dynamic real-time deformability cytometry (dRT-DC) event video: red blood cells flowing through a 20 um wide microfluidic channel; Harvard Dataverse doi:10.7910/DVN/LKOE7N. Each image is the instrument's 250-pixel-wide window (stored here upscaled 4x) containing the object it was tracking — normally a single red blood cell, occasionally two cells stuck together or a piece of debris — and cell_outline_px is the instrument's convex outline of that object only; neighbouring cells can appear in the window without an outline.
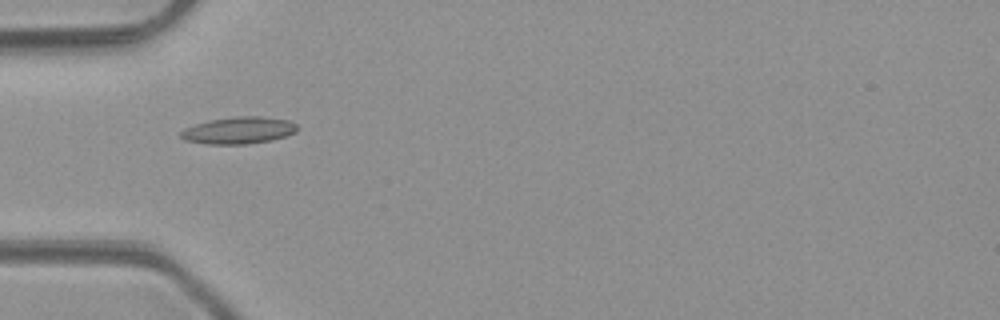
{"species": "common noctule bat (a hibernating species)", "species_latin": "Nyctalus noctula", "temperature_condition": "room temperature", "stored_images_in_passage": 6, "camera_frame_rate_fps": 3000, "um_per_image_px": 0.085, "animal": {"sex": "male", "body_mass_g": 23.1, "forearm_length_mm": 52.7}, "frame": {"image": 1, "passage_image": 5, "time_ms": 4.667, "image_size_px": [1000, 320], "cell_outline_px": [[296, 132], [288, 136], [272, 140], [244, 144], [208, 144], [184, 140], [180, 136], [180, 132], [184, 128], [208, 120], [236, 116], [260, 116], [288, 120], [296, 124]], "centroid_in_image_um": [20.28, 11.08], "position_along_channel_um": 64.7, "area_um2": 18.32}}
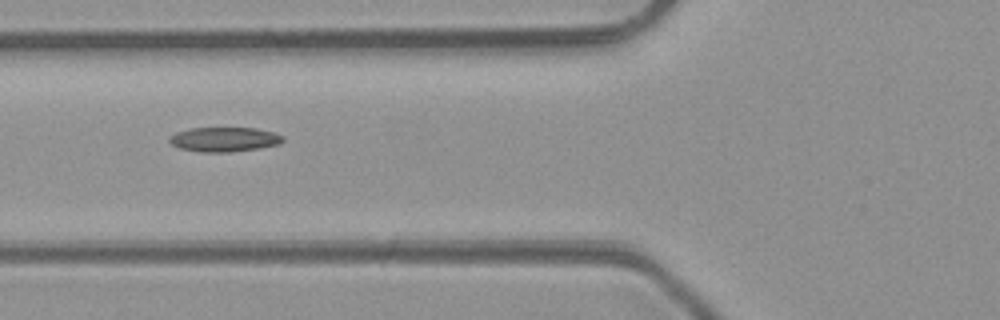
{"frame": {"image": 2, "passage_image": 6, "time_ms": 5.667, "image_size_px": [1000, 320], "cell_outline_px": [[284, 140], [280, 144], [260, 148], [228, 152], [200, 152], [180, 148], [172, 144], [168, 140], [176, 132], [192, 128], [256, 128], [272, 132], [284, 136]], "centroid_in_image_um": [19.09, 11.85], "position_along_channel_um": 106.7, "area_um2": 16.13}}